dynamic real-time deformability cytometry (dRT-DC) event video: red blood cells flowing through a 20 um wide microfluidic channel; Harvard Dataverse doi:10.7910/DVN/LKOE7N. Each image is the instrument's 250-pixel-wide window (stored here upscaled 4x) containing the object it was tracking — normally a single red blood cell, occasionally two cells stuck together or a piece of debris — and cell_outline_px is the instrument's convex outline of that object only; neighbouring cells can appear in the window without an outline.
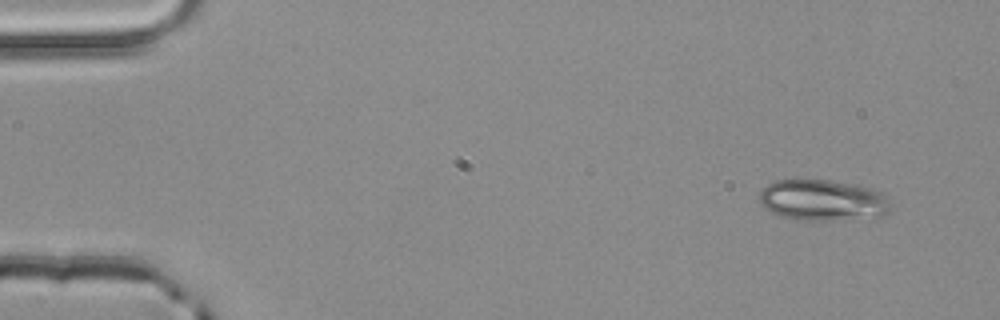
{"species": "common noctule bat (a hibernating species)", "species_latin": "Nyctalus noctula", "temperature_condition": "room temperature", "stored_images_in_passage": 3, "camera_frame_rate_fps": 3000, "um_per_image_px": 0.085, "animal": {"sex": "male", "body_mass_g": 20.4}, "frame": {"image": 1, "passage_image": 1, "time_ms": 0.0, "image_size_px": [1000, 320], "cell_outline_px": [[892, 208], [884, 216], [828, 220], [804, 220], [780, 216], [764, 208], [760, 204], [760, 192], [768, 184], [776, 180], [804, 176], [828, 180], [868, 188], [884, 192]], "centroid_in_image_um": [69.9, 16.98], "position_along_channel_um": 15.1, "area_um2": 31.91}}